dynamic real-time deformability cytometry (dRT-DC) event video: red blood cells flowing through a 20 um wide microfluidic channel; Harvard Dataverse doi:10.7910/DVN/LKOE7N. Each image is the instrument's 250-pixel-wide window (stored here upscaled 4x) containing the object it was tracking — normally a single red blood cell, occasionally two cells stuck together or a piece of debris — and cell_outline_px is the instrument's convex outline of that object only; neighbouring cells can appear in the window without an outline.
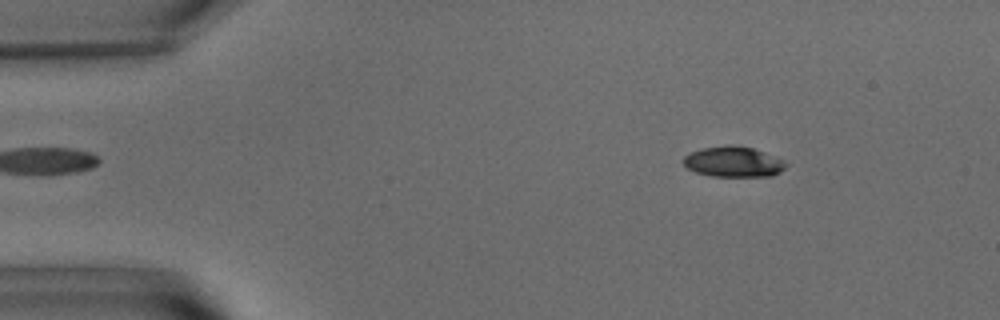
{"species": "common noctule bat (a hibernating species)", "species_latin": "Nyctalus noctula", "temperature_condition": "warm", "stored_images_in_passage": 49, "camera_frame_rate_fps": 3000, "um_per_image_px": 0.085, "animal": {"sex": "male", "body_mass_g": 15.6}, "frame": {"image": 1, "passage_image": 1, "time_ms": 0.0, "image_size_px": [1000, 320], "cell_outline_px": [[788, 164], [780, 172], [772, 176], [712, 176], [696, 172], [688, 168], [680, 160], [684, 156], [692, 152], [704, 148], [724, 144], [736, 144], [752, 148], [776, 156]], "centroid_in_image_um": [62.33, 13.74], "position_along_channel_um": 22.7, "area_um2": 18.32}}
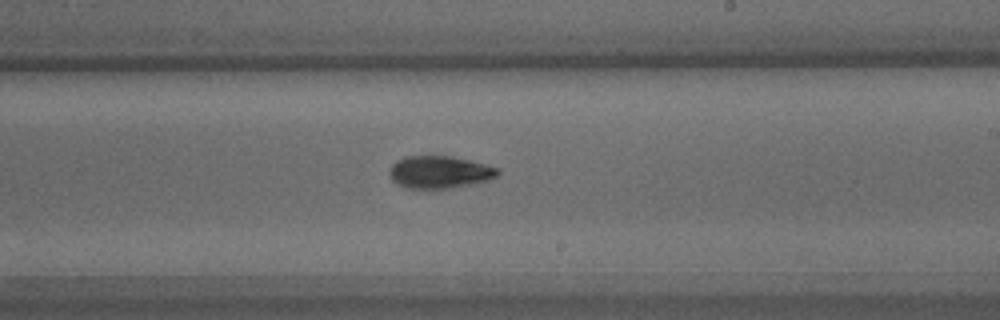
{"frame": {"image": 2, "passage_image": 26, "time_ms": 8.333, "image_size_px": [1000, 320], "cell_outline_px": [[500, 172], [496, 176], [488, 180], [476, 184], [432, 192], [404, 188], [396, 184], [392, 180], [388, 172], [392, 164], [396, 160], [408, 156], [448, 156], [468, 160], [500, 168]], "centroid_in_image_um": [37.33, 14.69], "position_along_channel_um": 251.7, "area_um2": 21.33}}
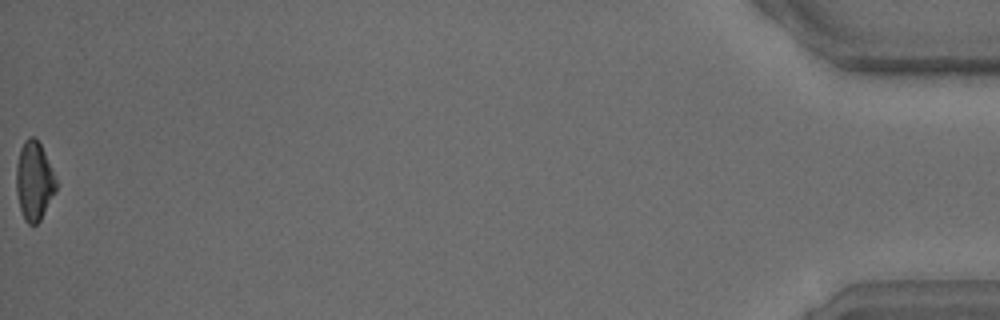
{"frame": {"image": 3, "passage_image": 49, "time_ms": 16.0, "image_size_px": [1000, 320], "cell_outline_px": [[60, 184], [40, 220], [36, 224], [28, 224], [24, 220], [20, 208], [16, 192], [16, 164], [20, 148], [24, 140], [28, 136], [32, 136], [40, 144]], "centroid_in_image_um": [2.91, 15.38], "position_along_channel_um": 432.3, "area_um2": 18.55}, "authors_computed_cell_mechanics": {"area_um2": 19.4786, "velocity_mm_per_s": 3.6594, "shape_relaxation_time_tau1_ms": 3.7865, "shape_relaxation_time_tau2_ms": 10.5644, "deformation_change_tau1": 0.1398, "deformation_change_tau2": 0.1898}}